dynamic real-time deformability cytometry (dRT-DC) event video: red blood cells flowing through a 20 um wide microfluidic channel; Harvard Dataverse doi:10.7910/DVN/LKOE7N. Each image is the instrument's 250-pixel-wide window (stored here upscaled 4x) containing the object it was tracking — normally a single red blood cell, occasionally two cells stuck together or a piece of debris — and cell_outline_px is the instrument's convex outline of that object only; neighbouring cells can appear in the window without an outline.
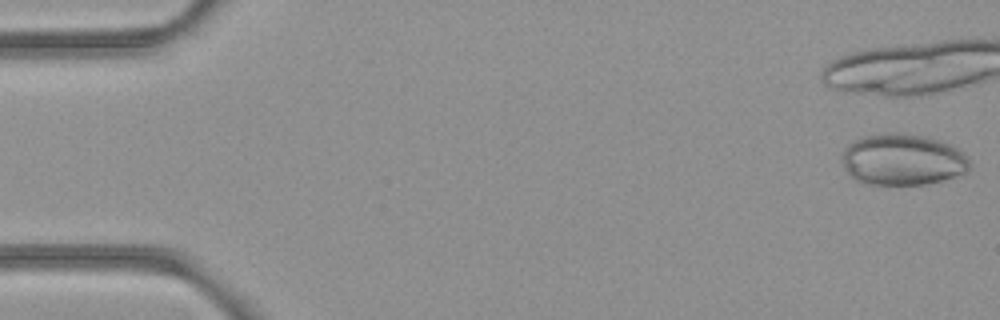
{"species": "common noctule bat (a hibernating species)", "species_latin": "Nyctalus noctula", "temperature_condition": "room temperature", "stored_images_in_passage": 7, "camera_frame_rate_fps": 3000, "um_per_image_px": 0.085, "animal": {"sex": "female", "body_mass_g": 21.9}, "frame": {"image": 1, "passage_image": 1, "time_ms": 0.0, "image_size_px": [1000, 320], "cell_outline_px": [[968, 172], [940, 180], [924, 184], [864, 184], [856, 180], [848, 172], [844, 164], [844, 148], [852, 140], [864, 136], [892, 132], [900, 132], [924, 136], [948, 144], [964, 152], [968, 156]], "centroid_in_image_um": [76.72, 13.55], "position_along_channel_um": 8.3, "area_um2": 37.86}}